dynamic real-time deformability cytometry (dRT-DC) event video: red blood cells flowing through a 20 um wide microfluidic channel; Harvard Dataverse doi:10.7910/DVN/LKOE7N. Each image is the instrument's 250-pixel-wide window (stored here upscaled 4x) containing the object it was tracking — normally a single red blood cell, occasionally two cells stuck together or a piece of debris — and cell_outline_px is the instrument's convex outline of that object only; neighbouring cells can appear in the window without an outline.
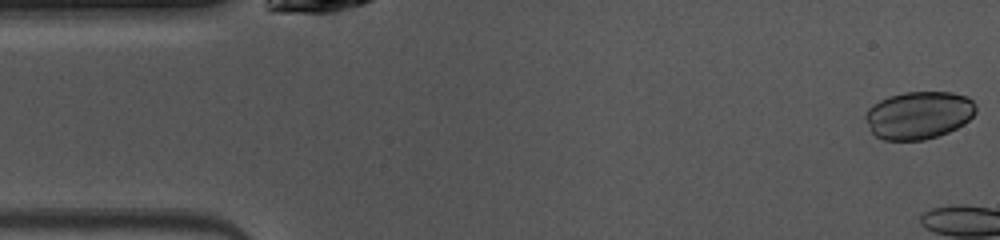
{"species": "common noctule bat (a hibernating species)", "species_latin": "Nyctalus noctula", "temperature_condition": "warm", "stored_images_in_passage": 7, "camera_frame_rate_fps": 3000, "um_per_image_px": 0.085, "animal": {"sex": "female", "body_mass_g": 10.0, "forearm_length_mm": 53.1}, "frame": {"image": 1, "passage_image": 1, "time_ms": 0.0, "image_size_px": [1000, 240], "cell_outline_px": [[976, 112], [964, 124], [948, 132], [924, 140], [884, 140], [876, 136], [872, 132], [864, 116], [868, 108], [872, 104], [888, 96], [904, 92], [952, 92], [968, 96], [976, 104]], "centroid_in_image_um": [78.09, 9.77], "position_along_channel_um": 6.9, "area_um2": 30.81}}